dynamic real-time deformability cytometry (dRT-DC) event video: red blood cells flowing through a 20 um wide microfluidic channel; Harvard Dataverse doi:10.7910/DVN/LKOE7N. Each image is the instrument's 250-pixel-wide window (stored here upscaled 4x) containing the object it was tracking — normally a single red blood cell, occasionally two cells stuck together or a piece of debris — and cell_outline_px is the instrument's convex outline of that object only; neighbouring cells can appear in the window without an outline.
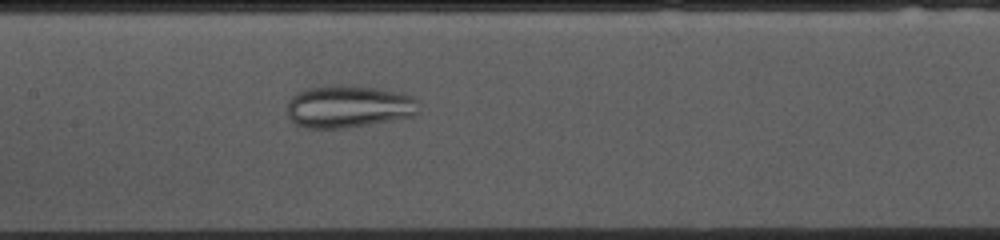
{"species": "common noctule bat (a hibernating species)", "species_latin": "Nyctalus noctula", "temperature_condition": "cold", "stored_images_in_passage": 53, "camera_frame_rate_fps": 3000, "um_per_image_px": 0.085, "animal": {"sex": "female", "body_mass_g": 10.0, "forearm_length_mm": 53.1}, "frame": {"image": 1, "passage_image": 24, "time_ms": 7.667, "image_size_px": [1000, 240], "cell_outline_px": [[416, 116], [344, 128], [304, 128], [296, 124], [288, 116], [288, 100], [292, 96], [308, 88], [352, 84], [400, 92], [412, 96], [416, 100]], "centroid_in_image_um": [29.62, 9.05], "position_along_channel_um": 177.8, "area_um2": 32.37}}
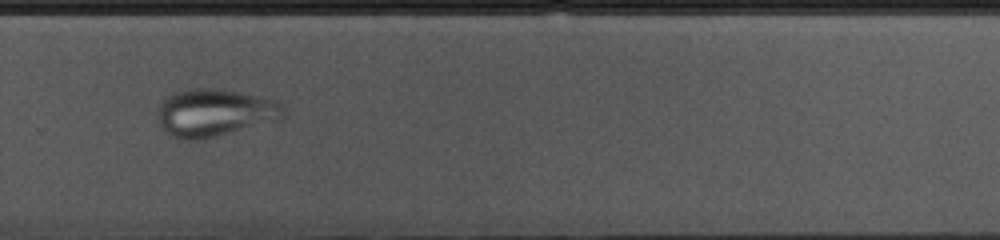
{"frame": {"image": 2, "passage_image": 35, "time_ms": 11.333, "image_size_px": [1000, 240], "cell_outline_px": [[284, 120], [196, 140], [188, 140], [176, 136], [168, 132], [160, 124], [160, 104], [168, 96], [176, 92], [192, 88], [216, 88], [256, 96], [272, 100], [280, 104], [284, 108]], "centroid_in_image_um": [18.31, 9.57], "position_along_channel_um": 311.5, "area_um2": 34.1}}
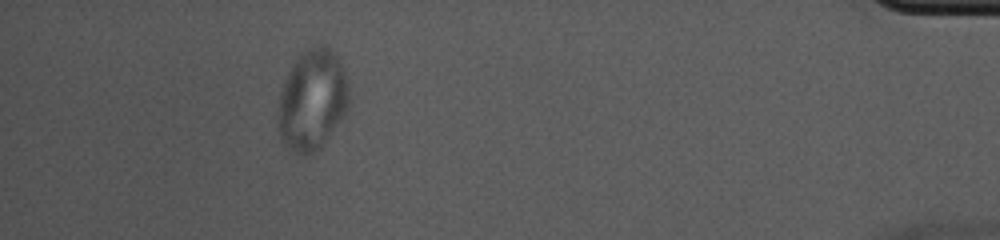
{"frame": {"image": 3, "passage_image": 48, "time_ms": 15.667, "image_size_px": [1000, 240], "cell_outline_px": [[348, 108], [328, 136], [308, 156], [300, 156], [284, 148], [280, 140], [276, 116], [276, 112], [280, 92], [284, 80], [296, 56], [300, 52], [316, 44], [324, 44], [336, 52], [340, 60], [348, 84]], "centroid_in_image_um": [26.48, 8.47], "position_along_channel_um": 408.7, "area_um2": 42.25}}